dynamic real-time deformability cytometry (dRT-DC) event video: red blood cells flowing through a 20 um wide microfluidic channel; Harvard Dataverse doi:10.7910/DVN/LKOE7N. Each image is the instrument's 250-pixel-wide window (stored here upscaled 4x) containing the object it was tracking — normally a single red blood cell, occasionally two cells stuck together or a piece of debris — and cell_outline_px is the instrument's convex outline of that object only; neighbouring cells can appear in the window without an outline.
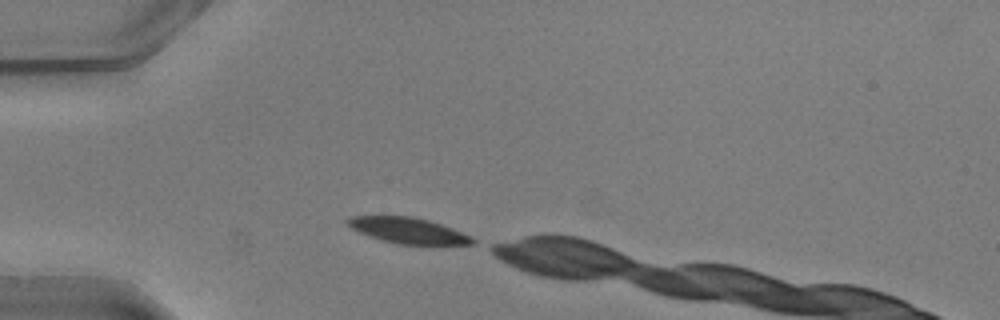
{"species": "common noctule bat (a hibernating species)", "species_latin": "Nyctalus noctula", "temperature_condition": "warm", "stored_images_in_passage": 6, "camera_frame_rate_fps": 3000, "um_per_image_px": 0.085, "animal": {"sex": "male", "body_mass_g": 20.5, "forearm_length_mm": 52.5}, "frame": {"image": 1, "passage_image": 1, "time_ms": 0.0, "image_size_px": [1000, 320], "cell_outline_px": [[476, 244], [400, 244], [380, 240], [368, 236], [352, 228], [344, 220], [352, 216], [412, 216], [428, 220], [440, 224], [460, 232], [476, 240]], "centroid_in_image_um": [34.63, 19.59], "position_along_channel_um": 50.4, "area_um2": 18.44}}